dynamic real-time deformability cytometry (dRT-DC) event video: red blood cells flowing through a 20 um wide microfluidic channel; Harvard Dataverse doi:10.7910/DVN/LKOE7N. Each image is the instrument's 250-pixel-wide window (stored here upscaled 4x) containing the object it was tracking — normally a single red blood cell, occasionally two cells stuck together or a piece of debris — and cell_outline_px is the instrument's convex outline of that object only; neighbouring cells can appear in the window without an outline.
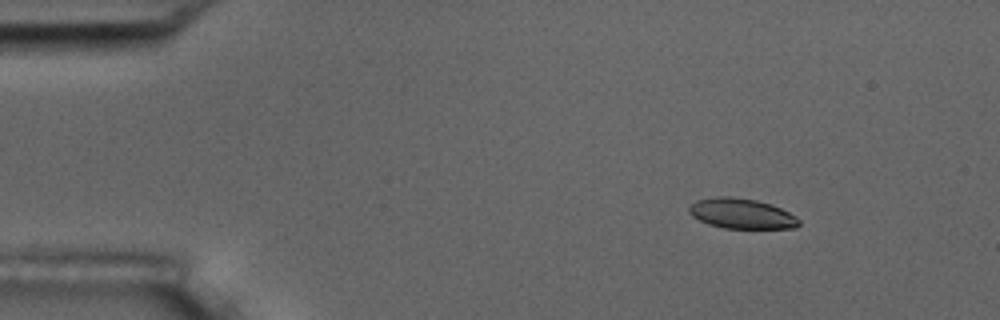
{"species": "common noctule bat (a hibernating species)", "species_latin": "Nyctalus noctula", "temperature_condition": "room temperature", "stored_images_in_passage": 9, "camera_frame_rate_fps": 3000, "um_per_image_px": 0.085, "animal": {"sex": "male", "body_mass_g": 17.5, "forearm_length_mm": 52.3}, "frame": {"image": 1, "passage_image": 2, "time_ms": 1.333, "image_size_px": [1000, 320], "cell_outline_px": [[800, 224], [796, 228], [724, 228], [708, 224], [692, 216], [688, 212], [688, 208], [696, 200], [716, 196], [732, 196], [756, 200], [772, 204], [796, 216], [800, 220]], "centroid_in_image_um": [63.03, 18.15], "position_along_channel_um": 22.0, "area_um2": 19.42}}
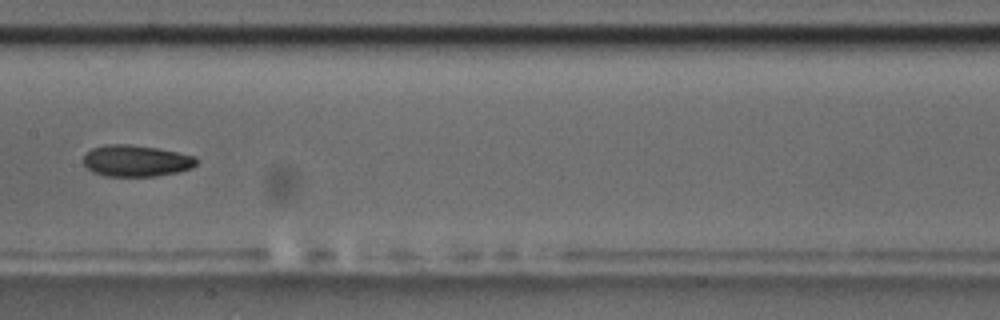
{"frame": {"image": 2, "passage_image": 8, "time_ms": 8.333, "image_size_px": [1000, 320], "cell_outline_px": [[200, 160], [192, 168], [176, 172], [156, 176], [104, 176], [92, 172], [84, 164], [84, 156], [92, 148], [104, 144], [128, 144], [160, 148], [196, 156]], "centroid_in_image_um": [11.6, 13.66], "position_along_channel_um": 195.8, "area_um2": 20.92}}
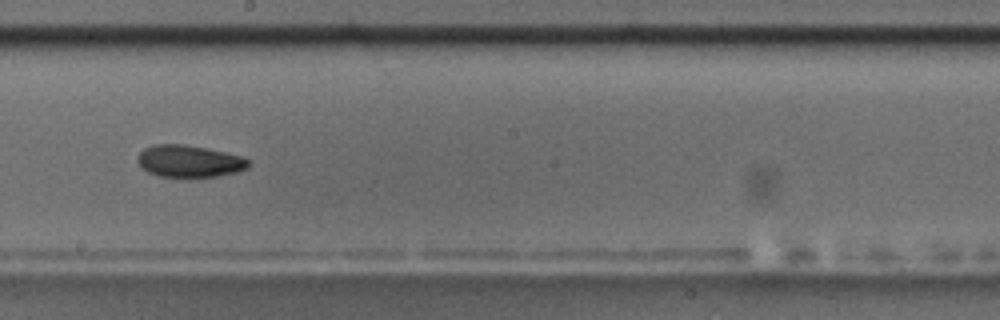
{"frame": {"image": 3, "passage_image": 9, "time_ms": 9.333, "image_size_px": [1000, 320], "cell_outline_px": [[252, 160], [248, 168], [236, 172], [216, 176], [188, 180], [180, 180], [160, 176], [148, 172], [140, 164], [140, 152], [144, 148], [152, 144], [184, 144], [208, 148], [240, 156]], "centroid_in_image_um": [16.13, 13.74], "position_along_channel_um": 232.1, "area_um2": 21.33}}